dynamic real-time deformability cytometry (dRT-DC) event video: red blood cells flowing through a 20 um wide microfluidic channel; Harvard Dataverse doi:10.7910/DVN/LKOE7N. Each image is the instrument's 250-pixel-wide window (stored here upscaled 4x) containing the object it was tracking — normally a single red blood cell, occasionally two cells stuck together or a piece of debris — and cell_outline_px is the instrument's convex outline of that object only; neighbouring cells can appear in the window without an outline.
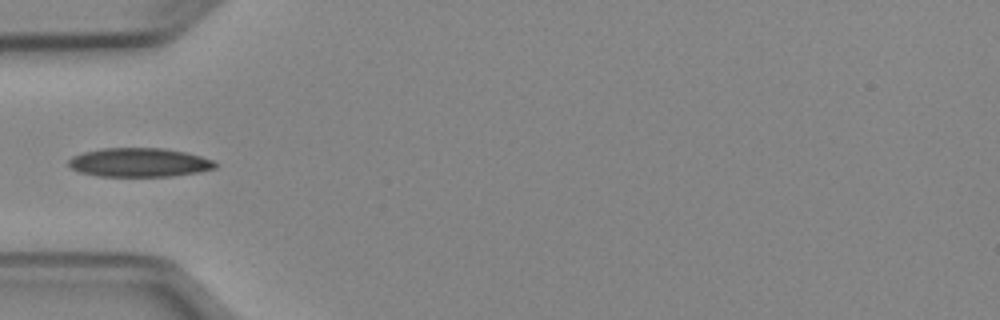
{"species": "Egyptian fruit bat (a non-hibernating species)", "species_latin": "Rousettus aegyptiacus", "temperature_condition": "cold", "stored_images_in_passage": 35, "camera_frame_rate_fps": 3000, "um_per_image_px": 0.085, "animal": {"sex": "female"}, "frame": {"image": 1, "passage_image": 1, "time_ms": 0.0, "image_size_px": [1000, 320], "cell_outline_px": [[216, 168], [200, 172], [172, 176], [96, 176], [80, 172], [72, 168], [68, 164], [68, 160], [72, 156], [84, 152], [100, 148], [164, 148], [184, 152], [200, 156], [212, 160], [216, 164]], "centroid_in_image_um": [11.82, 13.81], "position_along_channel_um": 73.2, "area_um2": 24.68}}
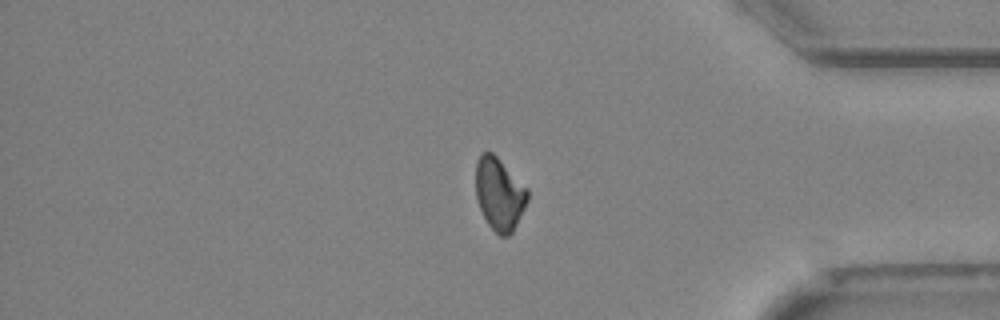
{"frame": {"image": 2, "passage_image": 27, "time_ms": 8.667, "image_size_px": [1000, 320], "cell_outline_px": [[528, 200], [512, 232], [508, 236], [500, 236], [488, 224], [476, 200], [476, 160], [480, 152], [492, 152], [528, 188]], "centroid_in_image_um": [42.43, 16.46], "position_along_channel_um": 392.8, "area_um2": 21.79}}
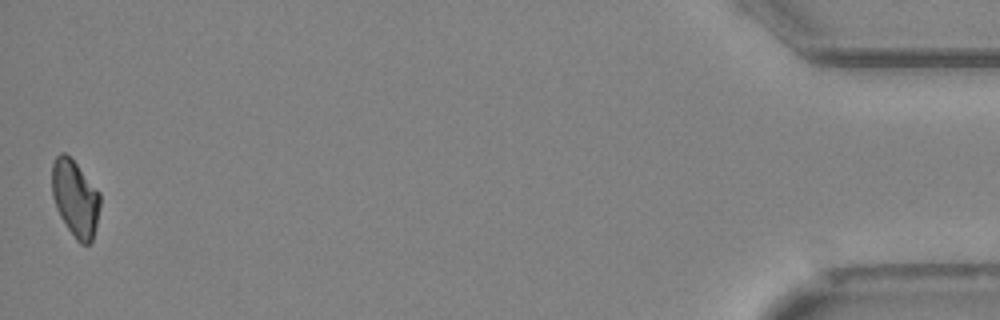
{"frame": {"image": 3, "passage_image": 35, "time_ms": 11.333, "image_size_px": [1000, 320], "cell_outline_px": [[100, 204], [96, 224], [92, 240], [88, 244], [80, 244], [76, 240], [60, 216], [56, 208], [52, 196], [52, 164], [56, 156], [60, 152], [64, 152], [76, 164], [100, 192]], "centroid_in_image_um": [6.38, 16.86], "position_along_channel_um": 428.8, "area_um2": 21.27}}